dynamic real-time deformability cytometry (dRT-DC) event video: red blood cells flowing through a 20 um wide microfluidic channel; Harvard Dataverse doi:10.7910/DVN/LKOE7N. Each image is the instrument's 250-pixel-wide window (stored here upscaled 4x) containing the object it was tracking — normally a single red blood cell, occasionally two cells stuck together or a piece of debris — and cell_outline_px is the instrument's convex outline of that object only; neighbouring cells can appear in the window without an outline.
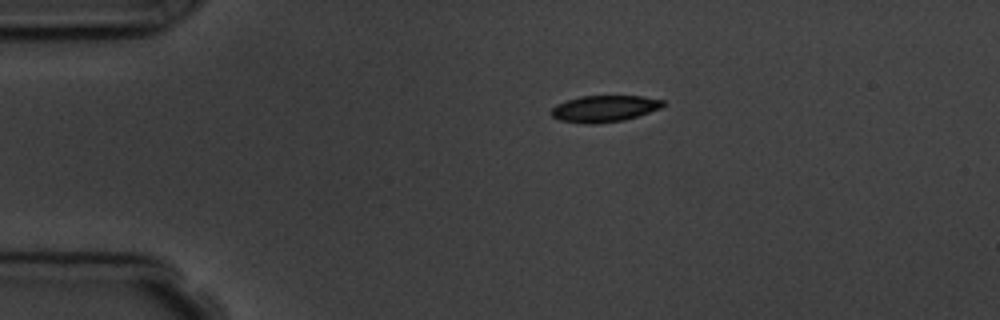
{"species": "common noctule bat (a hibernating species)", "species_latin": "Nyctalus noctula", "temperature_condition": "room temperature", "stored_images_in_passage": 2, "camera_frame_rate_fps": 3000, "um_per_image_px": 0.085, "animal": {"sex": "male", "body_mass_g": 19.5, "forearm_length_mm": 54.6}, "frame": {"image": 1, "passage_image": 1, "time_ms": 0.0, "image_size_px": [1000, 320], "cell_outline_px": [[668, 104], [660, 108], [624, 120], [596, 124], [584, 124], [560, 120], [552, 116], [552, 108], [556, 104], [580, 96], [644, 96], [664, 100]], "centroid_in_image_um": [51.39, 9.23], "position_along_channel_um": 33.6, "area_um2": 17.28}}